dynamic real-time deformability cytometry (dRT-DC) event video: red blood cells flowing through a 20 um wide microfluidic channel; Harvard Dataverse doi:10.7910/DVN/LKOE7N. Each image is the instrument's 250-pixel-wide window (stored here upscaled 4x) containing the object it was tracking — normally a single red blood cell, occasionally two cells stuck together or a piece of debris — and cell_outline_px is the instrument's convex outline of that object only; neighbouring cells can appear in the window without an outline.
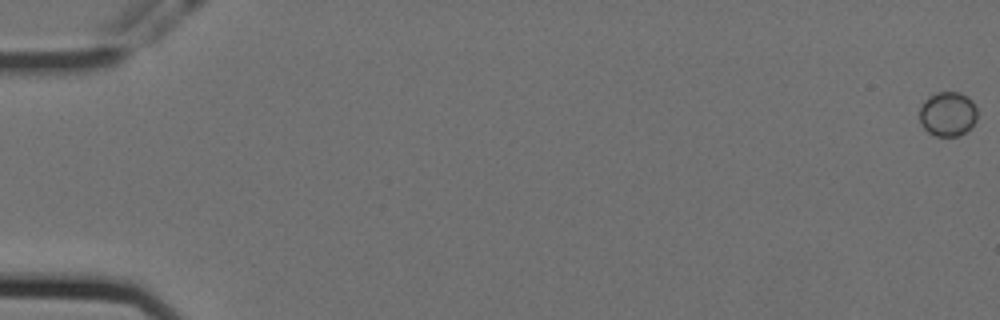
{"species": "Egyptian fruit bat (a non-hibernating species)", "species_latin": "Rousettus aegyptiacus", "temperature_condition": "cold", "stored_images_in_passage": 59, "camera_frame_rate_fps": 3000, "um_per_image_px": 0.085, "animal": {"sex": "female"}, "frame": {"image": 1, "passage_image": 1, "time_ms": 0.0, "image_size_px": [1000, 320], "cell_outline_px": [[976, 120], [960, 136], [936, 136], [928, 132], [920, 124], [920, 108], [924, 100], [928, 96], [936, 92], [960, 92], [968, 96], [972, 100], [976, 108]], "centroid_in_image_um": [80.54, 9.67], "position_along_channel_um": 4.5, "area_um2": 15.03}}
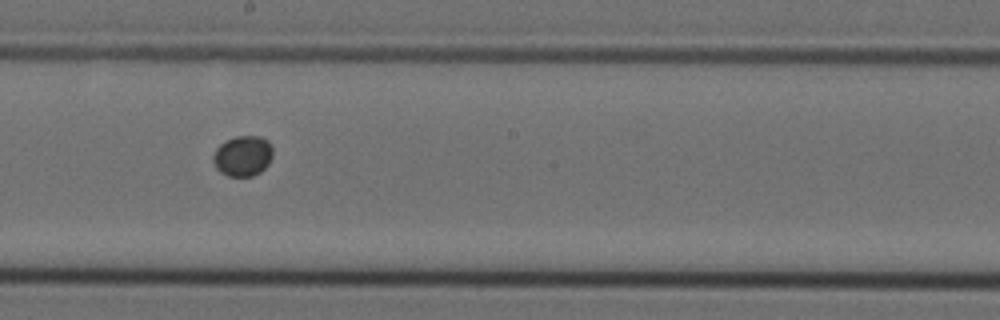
{"frame": {"image": 2, "passage_image": 34, "time_ms": 11.0, "image_size_px": [1000, 320], "cell_outline_px": [[272, 156], [268, 164], [260, 172], [252, 176], [228, 176], [220, 172], [216, 168], [212, 160], [212, 156], [216, 148], [220, 144], [236, 136], [260, 136], [268, 140], [272, 148]], "centroid_in_image_um": [20.63, 13.25], "position_along_channel_um": 227.6, "area_um2": 14.1}}
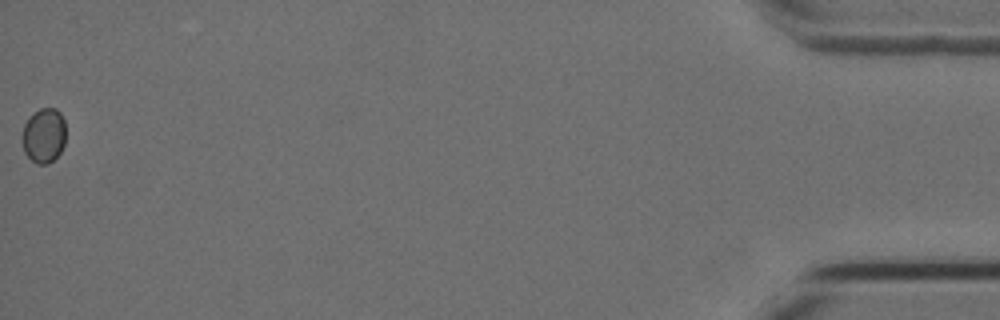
{"frame": {"image": 3, "passage_image": 59, "time_ms": 19.333, "image_size_px": [1000, 320], "cell_outline_px": [[64, 144], [60, 152], [48, 164], [36, 164], [24, 152], [24, 124], [40, 108], [56, 108], [60, 112], [64, 120]], "centroid_in_image_um": [3.75, 11.52], "position_along_channel_um": 431.4, "area_um2": 13.47}}